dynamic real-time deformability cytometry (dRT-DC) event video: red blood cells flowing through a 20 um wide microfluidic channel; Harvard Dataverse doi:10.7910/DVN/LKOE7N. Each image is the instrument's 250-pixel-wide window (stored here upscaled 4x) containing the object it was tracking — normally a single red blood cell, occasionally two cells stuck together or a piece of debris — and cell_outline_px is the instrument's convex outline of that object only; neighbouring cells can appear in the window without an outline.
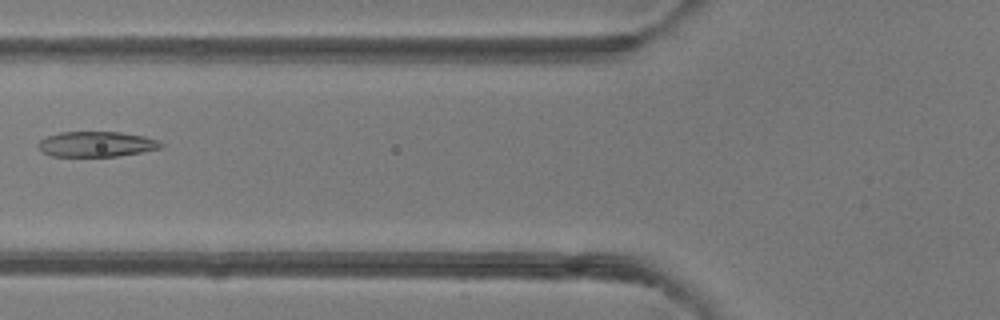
{"species": "common noctule bat (a hibernating species)", "species_latin": "Nyctalus noctula", "temperature_condition": "room temperature", "stored_images_in_passage": 5, "camera_frame_rate_fps": 3000, "um_per_image_px": 0.085, "animal": {"sex": "female"}, "frame": {"image": 1, "passage_image": 5, "time_ms": 4.667, "image_size_px": [1000, 320], "cell_outline_px": [[164, 148], [116, 156], [52, 156], [44, 152], [36, 144], [40, 140], [48, 136], [60, 132], [120, 132], [144, 136], [160, 140], [164, 144]], "centroid_in_image_um": [8.25, 12.25], "position_along_channel_um": 117.6, "area_um2": 18.09}}